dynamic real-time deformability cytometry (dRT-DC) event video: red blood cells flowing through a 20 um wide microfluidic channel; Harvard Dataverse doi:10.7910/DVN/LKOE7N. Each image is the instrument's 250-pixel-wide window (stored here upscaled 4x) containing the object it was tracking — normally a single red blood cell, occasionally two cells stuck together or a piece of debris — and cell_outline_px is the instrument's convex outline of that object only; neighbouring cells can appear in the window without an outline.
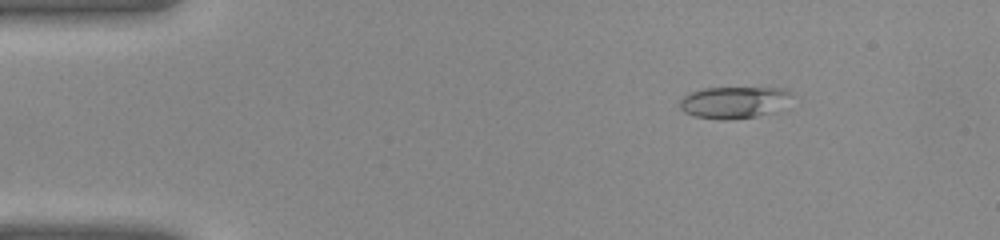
{"species": "common noctule bat (a hibernating species)", "species_latin": "Nyctalus noctula", "temperature_condition": "warm", "stored_images_in_passage": 40, "camera_frame_rate_fps": 3000, "um_per_image_px": 0.085, "animal": {"sex": "female", "body_mass_g": 22.0, "forearm_length_mm": 56.7}, "frame": {"image": 1, "passage_image": 6, "time_ms": 1.667, "image_size_px": [1000, 240], "cell_outline_px": [[788, 92], [772, 112], [756, 116], [728, 120], [724, 120], [696, 116], [684, 112], [680, 108], [680, 100], [688, 92], [704, 88], [784, 88]], "centroid_in_image_um": [62.19, 8.7], "position_along_channel_um": 22.8, "area_um2": 19.83}}
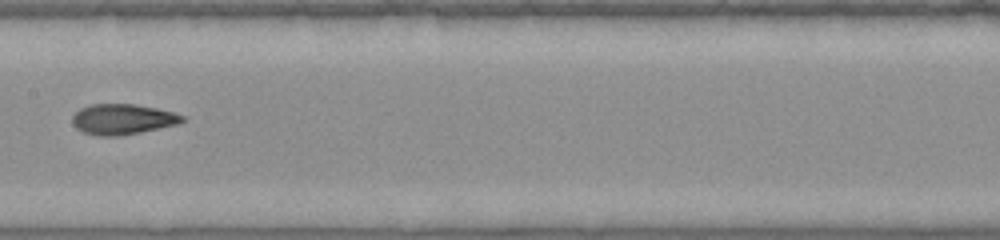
{"frame": {"image": 2, "passage_image": 21, "time_ms": 6.667, "image_size_px": [1000, 240], "cell_outline_px": [[184, 120], [176, 124], [140, 132], [116, 136], [100, 136], [84, 132], [76, 128], [72, 124], [72, 116], [80, 108], [92, 104], [132, 104], [156, 108], [172, 112], [184, 116]], "centroid_in_image_um": [10.37, 10.13], "position_along_channel_um": 197.0, "area_um2": 19.25}}
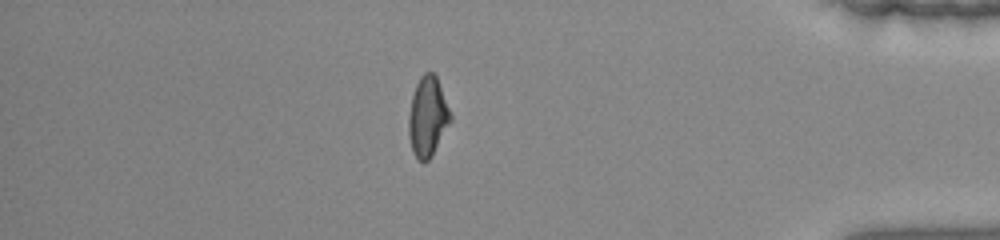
{"frame": {"image": 3, "passage_image": 35, "time_ms": 11.333, "image_size_px": [1000, 240], "cell_outline_px": [[452, 120], [432, 156], [424, 164], [416, 160], [412, 152], [408, 136], [408, 116], [412, 96], [416, 84], [420, 76], [424, 72], [432, 72], [436, 76], [452, 116]], "centroid_in_image_um": [36.33, 9.97], "position_along_channel_um": 398.9, "area_um2": 19.71}}